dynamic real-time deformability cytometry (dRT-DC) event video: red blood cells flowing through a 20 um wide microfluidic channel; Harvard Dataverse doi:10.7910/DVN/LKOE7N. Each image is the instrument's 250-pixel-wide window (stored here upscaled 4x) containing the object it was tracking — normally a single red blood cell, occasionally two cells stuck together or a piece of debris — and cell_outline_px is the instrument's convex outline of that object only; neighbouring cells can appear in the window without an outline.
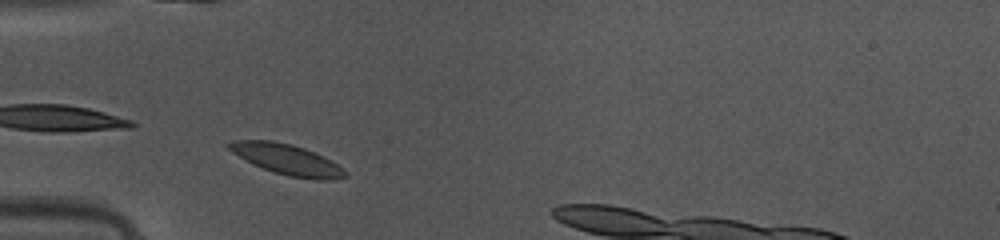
{"species": "common noctule bat (a hibernating species)", "species_latin": "Nyctalus noctula", "temperature_condition": "warm", "stored_images_in_passage": 7, "camera_frame_rate_fps": 3000, "um_per_image_px": 0.085, "animal": {"sex": "female", "body_mass_g": 10.0, "forearm_length_mm": 53.1}, "frame": {"image": 1, "passage_image": 3, "time_ms": 0.667, "image_size_px": [1000, 240], "cell_outline_px": [[348, 176], [332, 180], [316, 180], [288, 176], [272, 172], [252, 164], [232, 152], [224, 144], [236, 140], [272, 140], [292, 144], [304, 148], [324, 156], [344, 168], [348, 172]], "centroid_in_image_um": [24.42, 13.56], "position_along_channel_um": 60.6, "area_um2": 20.98}}
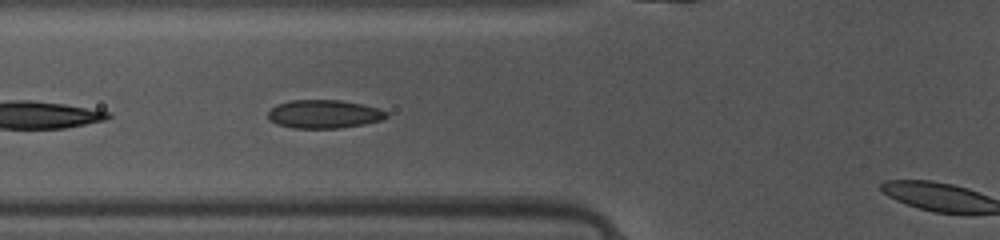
{"frame": {"image": 2, "passage_image": 6, "time_ms": 1.667, "image_size_px": [1000, 240], "cell_outline_px": [[388, 116], [380, 120], [364, 124], [340, 128], [292, 128], [276, 124], [268, 120], [268, 112], [276, 104], [292, 100], [340, 100], [380, 108], [388, 112]], "centroid_in_image_um": [27.52, 9.7], "position_along_channel_um": 98.3, "area_um2": 19.65}}